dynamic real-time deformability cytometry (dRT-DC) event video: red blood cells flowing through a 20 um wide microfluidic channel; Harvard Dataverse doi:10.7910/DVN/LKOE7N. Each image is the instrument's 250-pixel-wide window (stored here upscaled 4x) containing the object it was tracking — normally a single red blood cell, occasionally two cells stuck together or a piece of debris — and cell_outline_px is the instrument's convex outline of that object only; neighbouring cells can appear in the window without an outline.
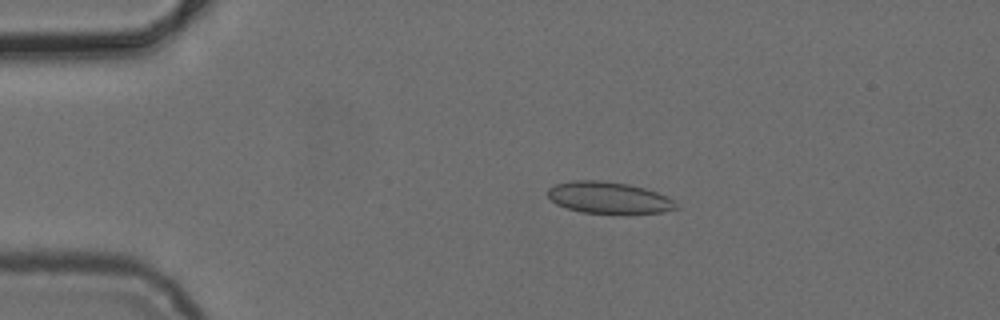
{"species": "common noctule bat (a hibernating species)", "species_latin": "Nyctalus noctula", "temperature_condition": "cold", "stored_images_in_passage": 5, "camera_frame_rate_fps": 3000, "um_per_image_px": 0.085, "animal": {"sex": "female", "body_mass_g": 24.6, "forearm_length_mm": 56.2}, "frame": {"image": 1, "passage_image": 4, "time_ms": 3.333, "image_size_px": [1000, 320], "cell_outline_px": [[680, 208], [660, 212], [624, 216], [580, 212], [556, 204], [548, 196], [548, 188], [556, 184], [572, 180], [600, 180], [628, 184], [644, 188], [668, 196]], "centroid_in_image_um": [51.77, 16.84], "position_along_channel_um": 33.2, "area_um2": 24.33}}